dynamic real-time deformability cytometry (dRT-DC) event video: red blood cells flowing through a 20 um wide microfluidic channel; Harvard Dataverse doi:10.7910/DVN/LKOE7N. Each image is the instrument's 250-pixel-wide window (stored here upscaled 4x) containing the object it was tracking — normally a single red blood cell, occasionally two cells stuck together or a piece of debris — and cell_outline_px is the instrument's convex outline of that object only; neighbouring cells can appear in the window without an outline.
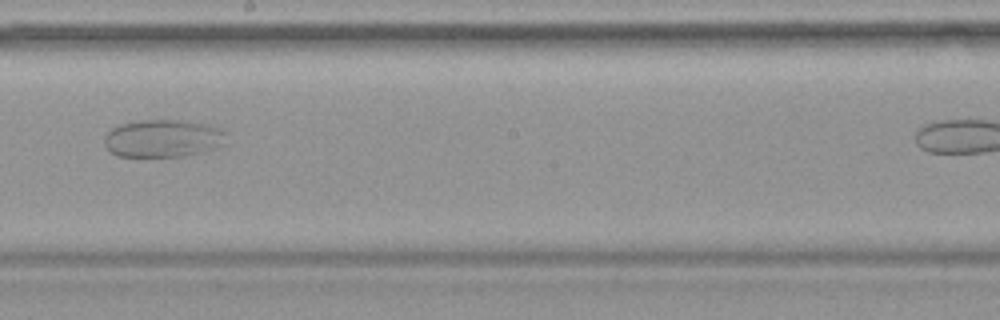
{"species": "common noctule bat (a hibernating species)", "species_latin": "Nyctalus noctula", "temperature_condition": "warm", "stored_images_in_passage": 33, "camera_frame_rate_fps": 3000, "um_per_image_px": 0.085, "animal": {"sex": "female", "body_mass_g": 19.9}, "frame": {"image": 1, "passage_image": 19, "time_ms": 6.0, "image_size_px": [1000, 320], "cell_outline_px": [[228, 144], [216, 148], [184, 156], [116, 156], [104, 144], [104, 136], [112, 128], [120, 124], [140, 120], [184, 120], [208, 124], [224, 128], [228, 132]], "centroid_in_image_um": [13.95, 11.75], "position_along_channel_um": 234.2, "area_um2": 27.28}}
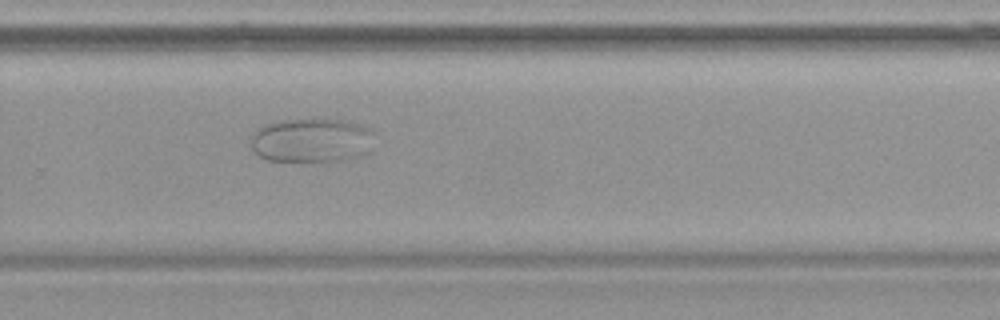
{"frame": {"image": 2, "passage_image": 24, "time_ms": 7.667, "image_size_px": [1000, 320], "cell_outline_px": [[376, 132], [368, 152], [360, 156], [344, 160], [268, 160], [260, 156], [252, 148], [252, 136], [256, 128], [264, 124], [280, 120], [340, 120], [372, 128]], "centroid_in_image_um": [26.51, 11.91], "position_along_channel_um": 303.3, "area_um2": 31.5}}
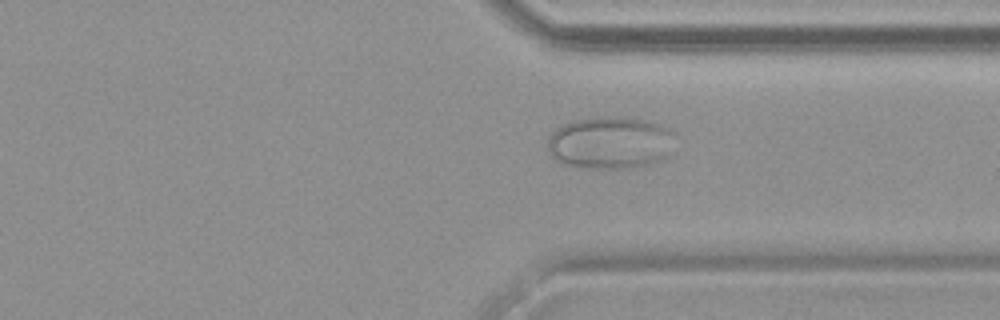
{"frame": {"image": 3, "passage_image": 28, "time_ms": 9.0, "image_size_px": [1000, 320], "cell_outline_px": [[676, 132], [668, 156], [644, 164], [616, 168], [596, 168], [564, 164], [556, 160], [548, 152], [548, 140], [552, 132], [556, 128], [564, 124], [576, 120], [600, 116], [620, 116], [644, 120], [668, 128]], "centroid_in_image_um": [51.85, 12.1], "position_along_channel_um": 359.6, "area_um2": 38.44}}